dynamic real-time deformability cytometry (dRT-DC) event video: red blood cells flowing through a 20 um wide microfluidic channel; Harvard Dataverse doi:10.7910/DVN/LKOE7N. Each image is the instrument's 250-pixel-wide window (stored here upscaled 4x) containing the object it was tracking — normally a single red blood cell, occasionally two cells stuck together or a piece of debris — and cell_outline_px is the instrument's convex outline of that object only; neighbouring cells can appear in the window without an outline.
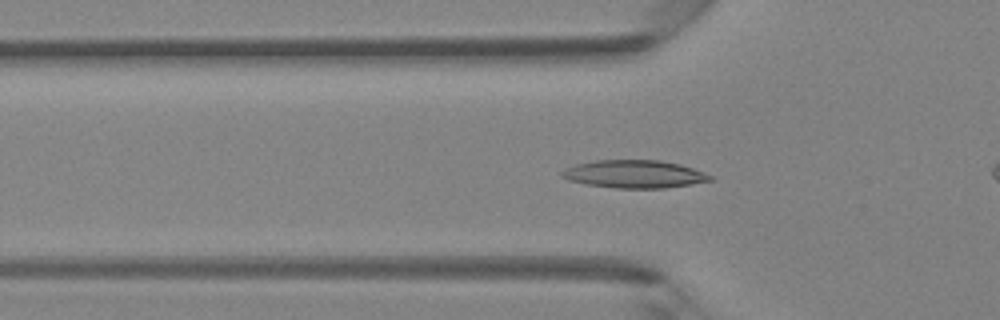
{"species": "Egyptian fruit bat (a non-hibernating species)", "species_latin": "Rousettus aegyptiacus", "temperature_condition": "room temperature", "stored_images_in_passage": 49, "camera_frame_rate_fps": 3000, "um_per_image_px": 0.085, "animal": {"sex": "female"}, "frame": {"image": 1, "passage_image": 16, "time_ms": 5.0, "image_size_px": [1000, 320], "cell_outline_px": [[712, 180], [664, 188], [616, 188], [588, 184], [568, 180], [560, 176], [560, 172], [564, 168], [576, 164], [596, 160], [660, 160], [680, 164], [692, 168], [712, 176]], "centroid_in_image_um": [53.86, 14.79], "position_along_channel_um": 71.9, "area_um2": 23.87}}
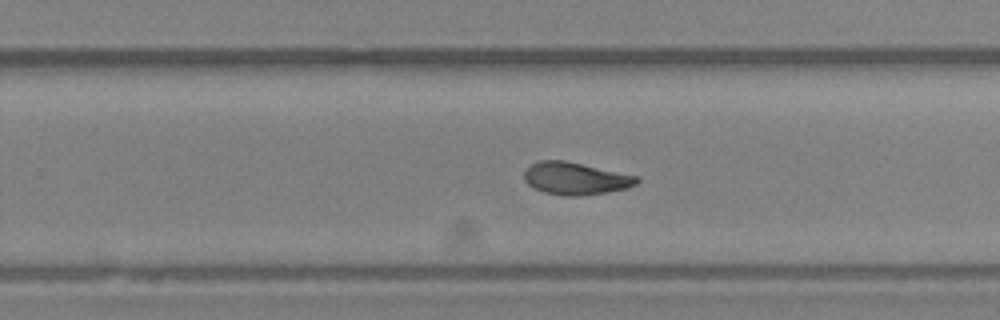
{"frame": {"image": 2, "passage_image": 31, "time_ms": 10.0, "image_size_px": [1000, 320], "cell_outline_px": [[640, 180], [636, 184], [628, 188], [608, 192], [580, 196], [564, 196], [544, 192], [532, 188], [524, 180], [524, 172], [532, 164], [540, 160], [564, 160], [640, 176]], "centroid_in_image_um": [48.94, 15.18], "position_along_channel_um": 280.9, "area_um2": 21.44}}
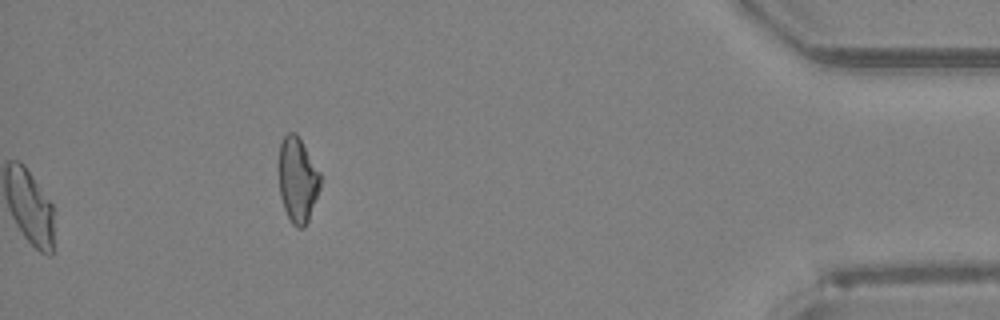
{"frame": {"image": 3, "passage_image": 49, "time_ms": 16.0, "image_size_px": [1000, 320], "cell_outline_px": [[320, 188], [308, 220], [304, 228], [296, 228], [292, 224], [284, 208], [280, 196], [280, 144], [284, 136], [288, 132], [296, 132], [320, 172]], "centroid_in_image_um": [25.31, 15.3], "position_along_channel_um": 409.9, "area_um2": 20.29}, "authors_computed_cell_mechanics": {"area_um2": 21.6172, "velocity_mm_per_s": 4.1845, "shape_relaxation_time_tau1_ms": 6.7764, "shape_relaxation_time_tau2_ms": 3.0649, "deformation_change_tau1": 0.1937, "deformation_change_tau2": 0.0956}}